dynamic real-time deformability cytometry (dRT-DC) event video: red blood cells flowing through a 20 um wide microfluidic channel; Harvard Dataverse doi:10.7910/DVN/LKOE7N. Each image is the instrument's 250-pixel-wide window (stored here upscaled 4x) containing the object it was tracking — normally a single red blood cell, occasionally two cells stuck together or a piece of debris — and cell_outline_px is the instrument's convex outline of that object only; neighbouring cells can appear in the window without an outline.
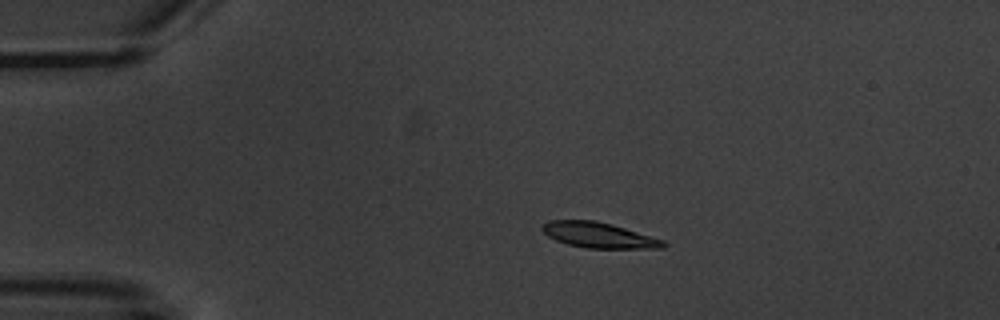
{"species": "common noctule bat (a hibernating species)", "species_latin": "Nyctalus noctula", "temperature_condition": "warm", "stored_images_in_passage": 7, "camera_frame_rate_fps": 3000, "um_per_image_px": 0.085, "animal": {"sex": "male", "body_mass_g": 20.1, "forearm_length_mm": 53.5}, "frame": {"image": 1, "passage_image": 2, "time_ms": 1.333, "image_size_px": [1000, 320], "cell_outline_px": [[668, 244], [664, 248], [588, 248], [568, 244], [556, 240], [548, 236], [540, 228], [548, 220], [596, 220], [612, 224], [664, 240]], "centroid_in_image_um": [50.9, 19.98], "position_along_channel_um": 34.1, "area_um2": 17.92}}
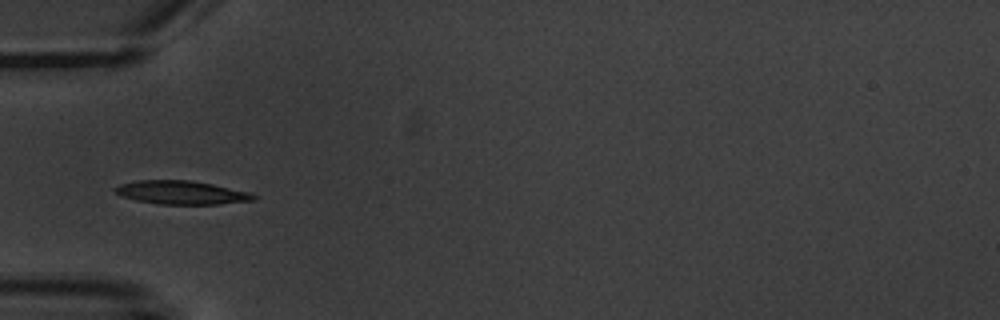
{"frame": {"image": 2, "passage_image": 4, "time_ms": 3.667, "image_size_px": [1000, 320], "cell_outline_px": [[260, 196], [256, 200], [220, 204], [160, 204], [136, 200], [112, 192], [112, 188], [120, 184], [136, 180], [192, 180], [212, 184], [248, 192]], "centroid_in_image_um": [15.42, 16.36], "position_along_channel_um": 69.6, "area_um2": 19.07}}
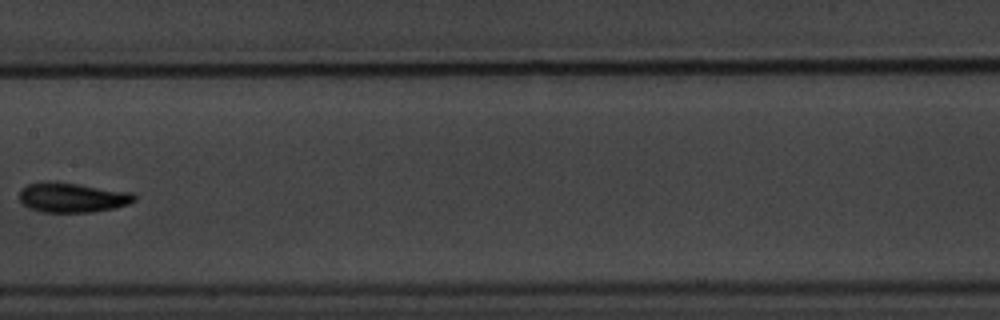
{"frame": {"image": 3, "passage_image": 7, "time_ms": 7.333, "image_size_px": [1000, 320], "cell_outline_px": [[136, 200], [128, 204], [112, 208], [92, 212], [40, 212], [28, 208], [20, 200], [20, 188], [28, 184], [80, 184], [132, 192], [136, 196]], "centroid_in_image_um": [6.19, 16.82], "position_along_channel_um": 201.2, "area_um2": 19.36}}